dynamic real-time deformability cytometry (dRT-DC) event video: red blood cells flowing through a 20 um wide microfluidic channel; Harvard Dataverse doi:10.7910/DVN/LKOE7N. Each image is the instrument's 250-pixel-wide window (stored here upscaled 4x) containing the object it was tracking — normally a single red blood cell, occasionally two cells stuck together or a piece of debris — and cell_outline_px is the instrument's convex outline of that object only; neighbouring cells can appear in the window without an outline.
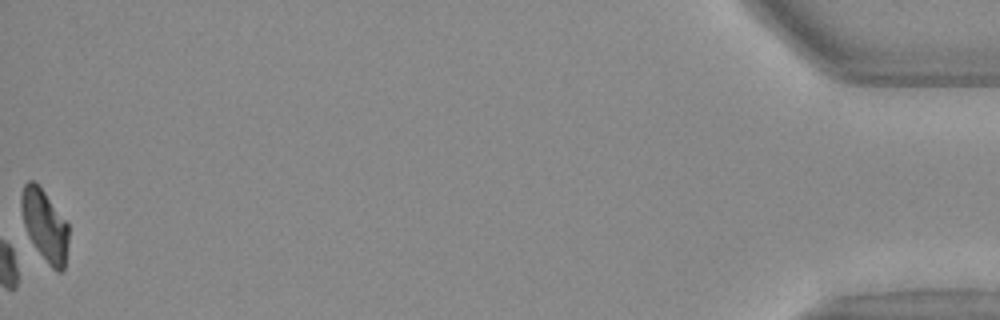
{"species": "Egyptian fruit bat (a non-hibernating species)", "species_latin": "Rousettus aegyptiacus", "temperature_condition": "warm", "stored_images_in_passage": 49, "camera_frame_rate_fps": 3000, "um_per_image_px": 0.085, "animal": {"sex": "female"}, "frame": {"image": 1, "passage_image": 49, "time_ms": 16.0, "image_size_px": [1000, 320], "cell_outline_px": [[68, 244], [64, 268], [60, 272], [56, 272], [48, 264], [28, 240], [24, 224], [20, 204], [20, 196], [24, 184], [28, 180], [32, 180], [44, 192], [68, 224]], "centroid_in_image_um": [3.78, 19.19], "position_along_channel_um": 431.4, "area_um2": 19.71}}